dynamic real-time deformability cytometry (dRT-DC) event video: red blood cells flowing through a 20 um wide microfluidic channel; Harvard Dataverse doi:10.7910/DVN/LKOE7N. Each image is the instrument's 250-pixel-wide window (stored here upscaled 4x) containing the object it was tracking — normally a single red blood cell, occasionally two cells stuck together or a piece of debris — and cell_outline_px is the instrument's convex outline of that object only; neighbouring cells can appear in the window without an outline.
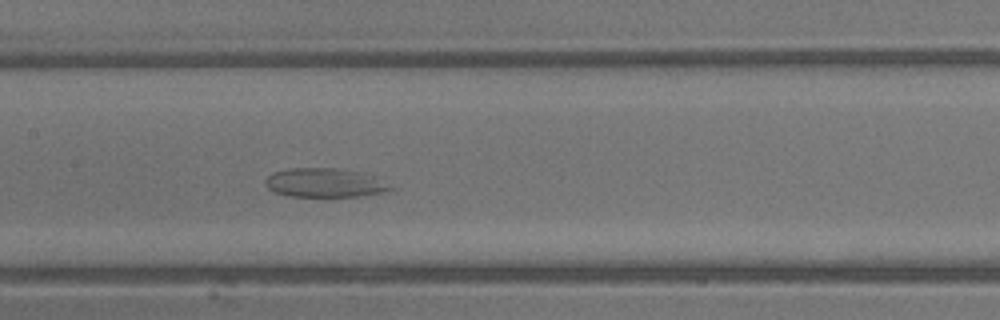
{"species": "common noctule bat (a hibernating species)", "species_latin": "Nyctalus noctula", "temperature_condition": "warm", "stored_images_in_passage": 43, "camera_frame_rate_fps": 3000, "um_per_image_px": 0.085, "animal": {"sex": "male", "body_mass_g": 13.3}, "frame": {"image": 1, "passage_image": 21, "time_ms": 6.667, "image_size_px": [1000, 320], "cell_outline_px": [[396, 192], [360, 196], [288, 196], [276, 192], [268, 188], [264, 184], [264, 180], [272, 172], [288, 168], [336, 168], [360, 172], [372, 176], [396, 188]], "centroid_in_image_um": [27.65, 15.54], "position_along_channel_um": 179.8, "area_um2": 21.39}}
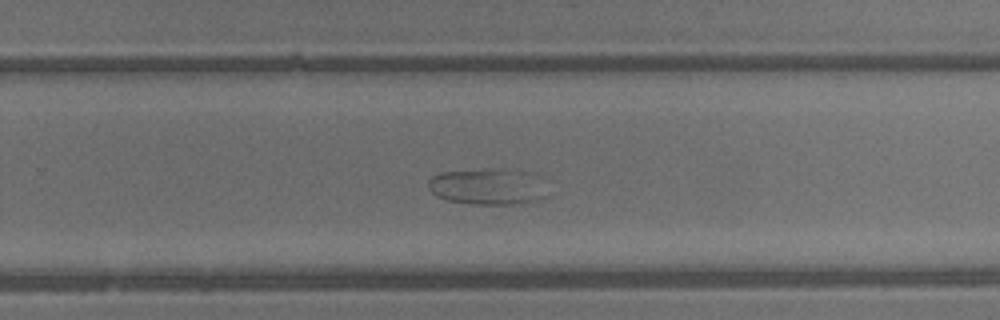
{"frame": {"image": 2, "passage_image": 28, "time_ms": 9.0, "image_size_px": [1000, 320], "cell_outline_px": [[548, 196], [544, 200], [512, 204], [468, 204], [448, 200], [436, 196], [428, 188], [428, 180], [432, 176], [440, 172], [500, 168], [504, 168], [512, 172]], "centroid_in_image_um": [41.13, 15.92], "position_along_channel_um": 288.7, "area_um2": 23.29}}
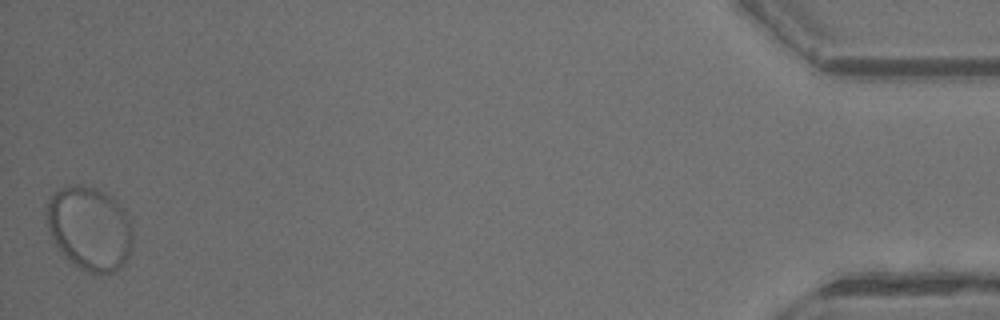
{"frame": {"image": 3, "passage_image": 43, "time_ms": 14.0, "image_size_px": [1000, 320], "cell_outline_px": [[132, 248], [124, 264], [120, 268], [112, 272], [84, 272], [72, 264], [64, 256], [48, 232], [44, 212], [48, 200], [52, 192], [56, 188], [68, 184], [80, 184], [96, 188], [112, 196], [124, 208], [128, 216], [132, 228]], "centroid_in_image_um": [7.58, 19.37], "position_along_channel_um": 427.6, "area_um2": 43.06}}